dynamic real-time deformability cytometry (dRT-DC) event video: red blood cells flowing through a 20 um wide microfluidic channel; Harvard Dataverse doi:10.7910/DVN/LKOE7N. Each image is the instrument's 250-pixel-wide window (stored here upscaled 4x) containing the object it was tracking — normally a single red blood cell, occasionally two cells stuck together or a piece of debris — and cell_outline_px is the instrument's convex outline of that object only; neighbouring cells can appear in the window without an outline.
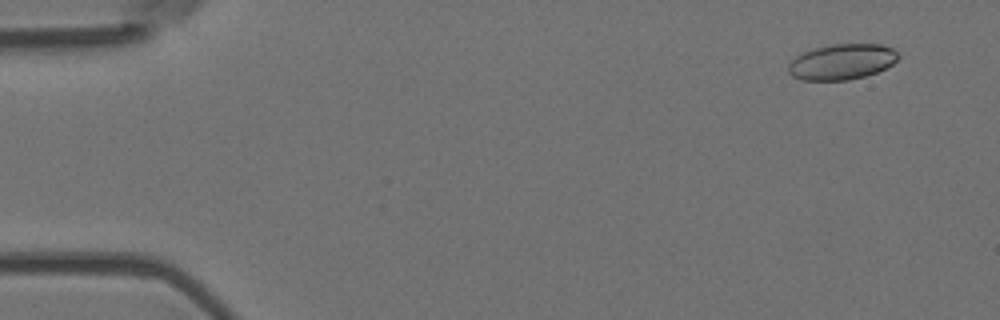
{"species": "Egyptian fruit bat (a non-hibernating species)", "species_latin": "Rousettus aegyptiacus", "temperature_condition": "room temperature", "stored_images_in_passage": 5, "camera_frame_rate_fps": 3000, "um_per_image_px": 0.085, "animal": {"sex": "female"}, "frame": {"image": 1, "passage_image": 1, "time_ms": 0.0, "image_size_px": [1000, 320], "cell_outline_px": [[900, 56], [892, 64], [876, 72], [864, 76], [848, 80], [800, 80], [792, 76], [788, 72], [788, 64], [796, 56], [812, 48], [832, 44], [880, 44], [892, 48]], "centroid_in_image_um": [71.53, 5.25], "position_along_channel_um": 13.5, "area_um2": 22.77}}
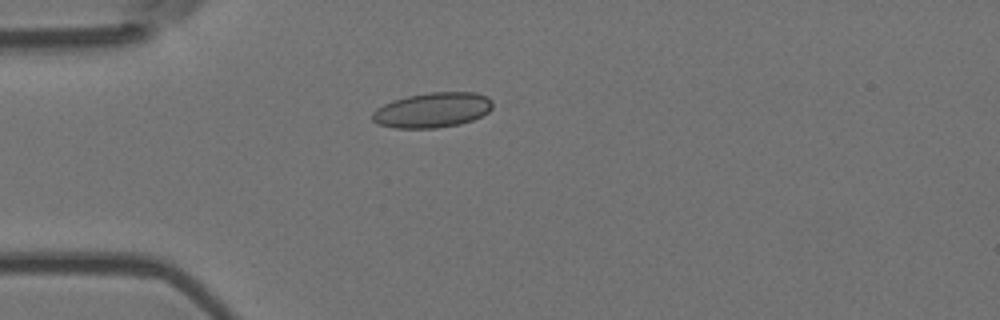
{"frame": {"image": 2, "passage_image": 4, "time_ms": 1.0, "image_size_px": [1000, 320], "cell_outline_px": [[492, 108], [488, 112], [472, 120], [460, 124], [436, 128], [396, 128], [376, 124], [372, 120], [372, 112], [376, 108], [392, 100], [408, 96], [428, 92], [476, 92], [488, 96], [492, 100]], "centroid_in_image_um": [36.75, 9.35], "position_along_channel_um": 48.3, "area_um2": 24.74}}